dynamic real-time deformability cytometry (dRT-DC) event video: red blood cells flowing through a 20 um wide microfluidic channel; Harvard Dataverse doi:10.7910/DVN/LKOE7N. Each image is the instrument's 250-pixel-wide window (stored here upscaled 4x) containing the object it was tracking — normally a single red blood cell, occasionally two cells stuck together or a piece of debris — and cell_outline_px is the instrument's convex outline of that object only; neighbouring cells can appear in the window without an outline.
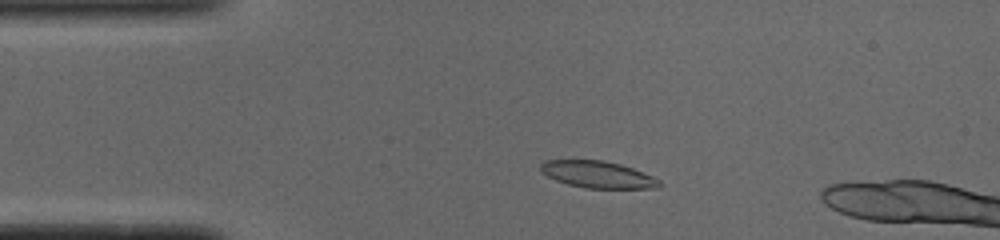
{"species": "common noctule bat (a hibernating species)", "species_latin": "Nyctalus noctula", "temperature_condition": "cold", "stored_images_in_passage": 12, "camera_frame_rate_fps": 3000, "um_per_image_px": 0.085, "animal": {"sex": "male", "body_mass_g": 19.0, "forearm_length_mm": 50.8}, "frame": {"image": 1, "passage_image": 7, "time_ms": 2.0, "image_size_px": [1000, 240], "cell_outline_px": [[660, 188], [584, 188], [568, 184], [556, 180], [540, 172], [540, 164], [544, 160], [604, 160], [620, 164], [632, 168], [652, 176], [660, 180]], "centroid_in_image_um": [50.78, 14.83], "position_along_channel_um": 34.2, "area_um2": 18.55}}